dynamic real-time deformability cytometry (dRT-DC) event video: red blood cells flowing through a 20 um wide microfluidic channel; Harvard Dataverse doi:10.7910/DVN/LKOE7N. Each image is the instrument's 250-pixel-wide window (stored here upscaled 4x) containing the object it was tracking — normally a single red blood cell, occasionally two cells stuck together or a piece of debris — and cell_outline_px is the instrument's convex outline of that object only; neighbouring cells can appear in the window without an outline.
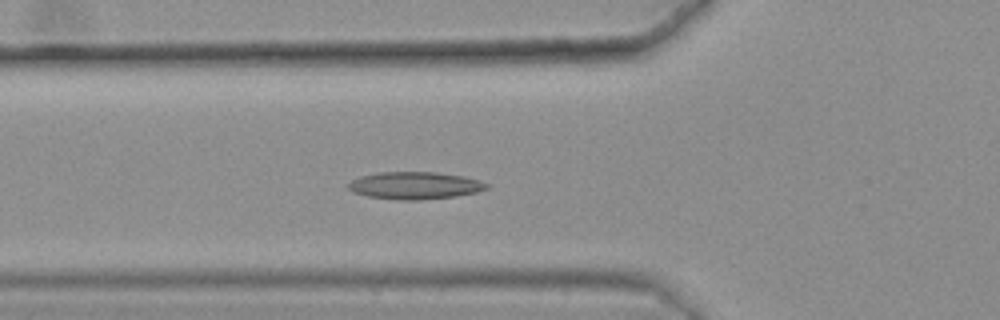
{"species": "common noctule bat (a hibernating species)", "species_latin": "Nyctalus noctula", "temperature_condition": "warm", "stored_images_in_passage": 46, "camera_frame_rate_fps": 3000, "um_per_image_px": 0.085, "animal": {"sex": "female", "body_mass_g": 25.1}, "frame": {"image": 1, "passage_image": 19, "time_ms": 6.0, "image_size_px": [1000, 320], "cell_outline_px": [[488, 188], [476, 192], [456, 196], [420, 200], [396, 200], [368, 196], [352, 192], [348, 188], [348, 184], [352, 180], [360, 176], [380, 172], [436, 172], [464, 176], [480, 180], [488, 184]], "centroid_in_image_um": [35.26, 15.77], "position_along_channel_um": 90.5, "area_um2": 22.08}}
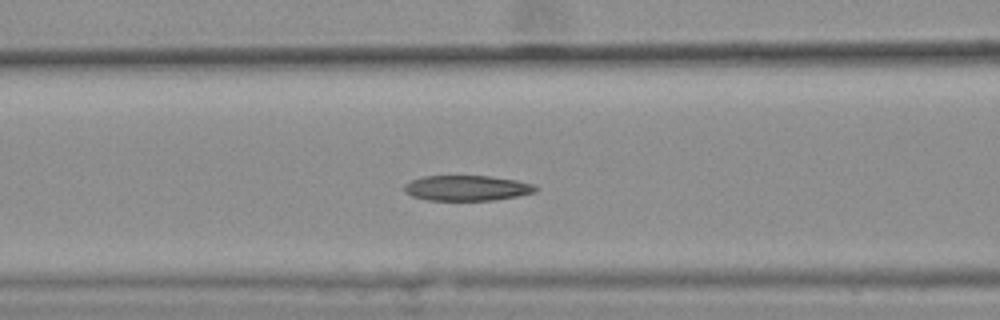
{"frame": {"image": 2, "passage_image": 22, "time_ms": 7.0, "image_size_px": [1000, 320], "cell_outline_px": [[540, 188], [536, 192], [496, 200], [428, 200], [412, 196], [404, 192], [404, 184], [412, 180], [424, 176], [492, 176], [516, 180], [536, 184]], "centroid_in_image_um": [39.73, 15.98], "position_along_channel_um": 126.9, "area_um2": 19.54}}
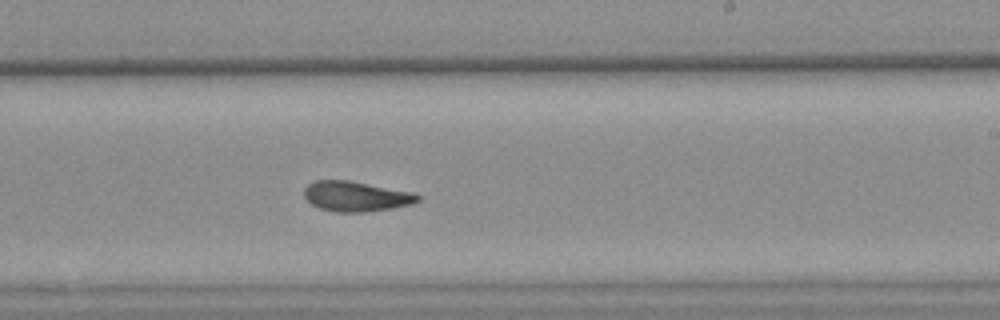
{"frame": {"image": 3, "passage_image": 33, "time_ms": 10.667, "image_size_px": [1000, 320], "cell_outline_px": [[424, 196], [420, 200], [412, 204], [392, 208], [364, 212], [336, 212], [320, 208], [312, 204], [304, 196], [304, 188], [308, 184], [316, 180], [348, 180], [416, 192]], "centroid_in_image_um": [30.32, 16.68], "position_along_channel_um": 258.7, "area_um2": 20.17}, "authors_computed_cell_mechanics": {"area_um2": 20.7791, "velocity_mm_per_s": 3.603, "shape_relaxation_time_tau1_ms": null, "shape_relaxation_time_tau2_ms": 2.9924, "deformation_change_tau1": null, "deformation_change_tau2": 0.1008}}